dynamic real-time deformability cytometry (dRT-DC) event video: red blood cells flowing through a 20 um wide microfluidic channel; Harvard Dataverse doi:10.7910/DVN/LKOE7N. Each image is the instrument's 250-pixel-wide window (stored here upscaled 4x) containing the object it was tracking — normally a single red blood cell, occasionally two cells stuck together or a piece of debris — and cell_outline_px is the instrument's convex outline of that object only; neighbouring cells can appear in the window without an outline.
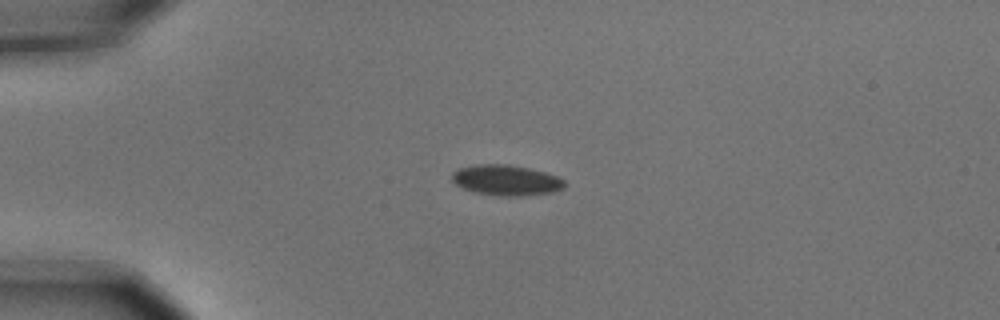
{"species": "common noctule bat (a hibernating species)", "species_latin": "Nyctalus noctula", "temperature_condition": "cold", "stored_images_in_passage": 4, "camera_frame_rate_fps": 3000, "um_per_image_px": 0.085, "animal": {"sex": "male", "body_mass_g": 15.6}, "frame": {"image": 1, "passage_image": 3, "time_ms": 0.667, "image_size_px": [1000, 320], "cell_outline_px": [[564, 188], [552, 192], [524, 196], [500, 196], [476, 192], [464, 188], [456, 184], [452, 180], [452, 172], [456, 168], [476, 164], [508, 164], [528, 168], [544, 172], [556, 176], [564, 180]], "centroid_in_image_um": [43.0, 15.31], "position_along_channel_um": 42.0, "area_um2": 20.0}}